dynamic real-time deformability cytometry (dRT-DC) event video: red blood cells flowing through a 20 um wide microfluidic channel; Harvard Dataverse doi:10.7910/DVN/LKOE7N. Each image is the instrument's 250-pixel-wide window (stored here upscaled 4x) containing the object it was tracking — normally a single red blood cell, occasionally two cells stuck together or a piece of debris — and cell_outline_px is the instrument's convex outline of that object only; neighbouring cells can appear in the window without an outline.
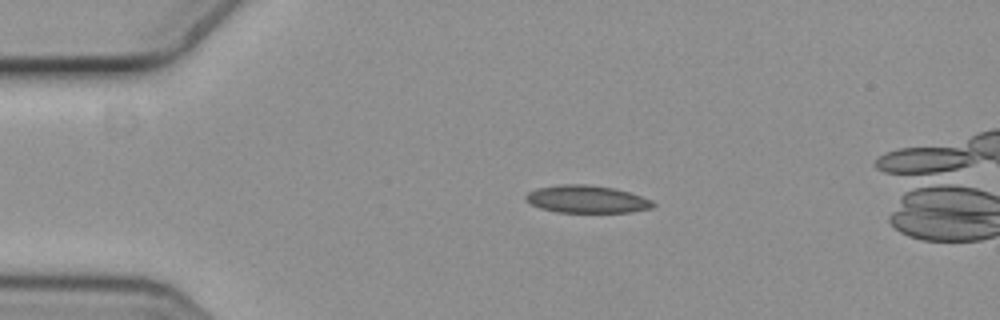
{"species": "common noctule bat (a hibernating species)", "species_latin": "Nyctalus noctula", "temperature_condition": "cold", "stored_images_in_passage": 5, "camera_frame_rate_fps": 3000, "um_per_image_px": 0.085, "animal": {"sex": "female", "body_mass_g": 19.3, "forearm_length_mm": 54.1}, "frame": {"image": 1, "passage_image": 3, "time_ms": 0.667, "image_size_px": [1000, 320], "cell_outline_px": [[656, 204], [652, 208], [632, 212], [556, 212], [540, 208], [528, 204], [524, 200], [524, 196], [528, 192], [536, 188], [564, 184], [584, 184], [612, 188], [628, 192], [652, 200]], "centroid_in_image_um": [49.82, 16.94], "position_along_channel_um": 35.2, "area_um2": 20.46}}